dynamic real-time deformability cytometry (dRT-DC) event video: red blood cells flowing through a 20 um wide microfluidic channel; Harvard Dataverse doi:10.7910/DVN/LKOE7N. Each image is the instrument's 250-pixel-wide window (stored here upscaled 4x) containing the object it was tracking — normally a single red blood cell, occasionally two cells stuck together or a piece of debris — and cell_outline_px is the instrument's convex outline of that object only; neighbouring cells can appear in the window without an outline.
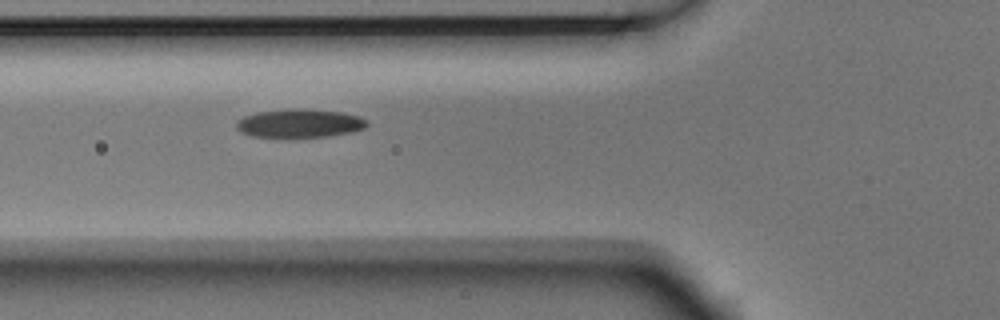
{"species": "Egyptian fruit bat (a non-hibernating species)", "species_latin": "Rousettus aegyptiacus", "temperature_condition": "room temperature", "stored_images_in_passage": 15, "camera_frame_rate_fps": 3000, "um_per_image_px": 0.085, "animal": {"sex": "male"}, "frame": {"image": 1, "passage_image": 6, "time_ms": 1.667, "image_size_px": [1000, 320], "cell_outline_px": [[368, 124], [364, 128], [352, 132], [328, 136], [252, 136], [236, 128], [236, 120], [244, 116], [256, 112], [292, 108], [296, 108], [340, 112], [360, 116], [368, 120]], "centroid_in_image_um": [25.48, 10.46], "position_along_channel_um": 100.3, "area_um2": 21.39}}
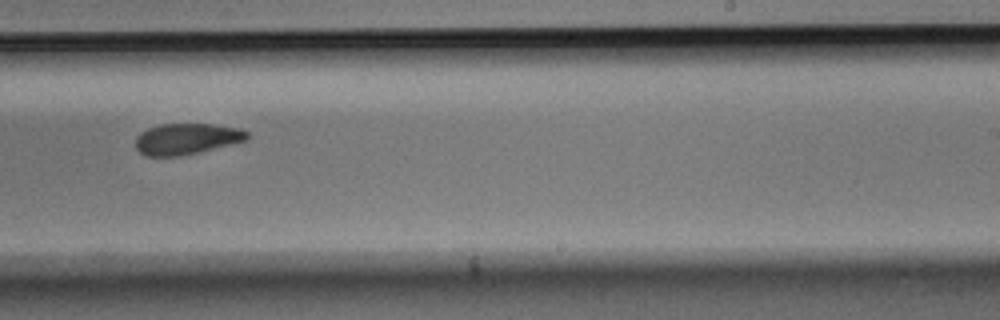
{"frame": {"image": 2, "passage_image": 10, "time_ms": 3.0, "image_size_px": [1000, 320], "cell_outline_px": [[248, 140], [180, 156], [148, 156], [140, 152], [136, 148], [136, 136], [140, 132], [148, 128], [160, 124], [212, 124], [236, 128], [248, 132]], "centroid_in_image_um": [15.83, 11.8], "position_along_channel_um": 273.2, "area_um2": 20.0}}
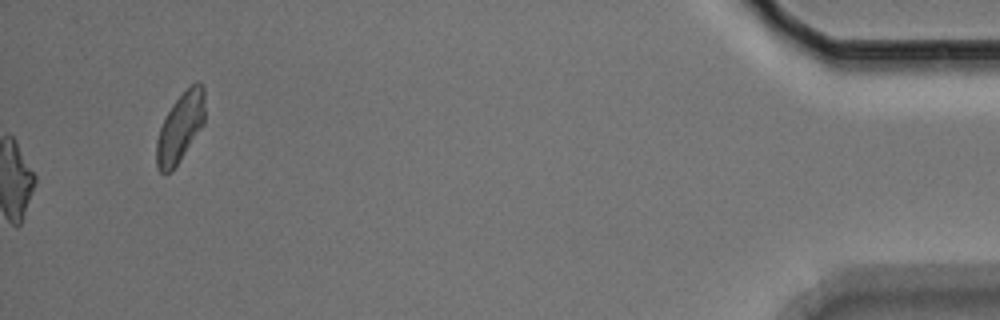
{"frame": {"image": 3, "passage_image": 15, "time_ms": 4.667, "image_size_px": [1000, 320], "cell_outline_px": [[204, 124], [172, 172], [160, 172], [156, 168], [156, 140], [160, 128], [172, 104], [196, 80], [204, 84]], "centroid_in_image_um": [15.32, 10.84], "position_along_channel_um": 419.9, "area_um2": 19.42}}